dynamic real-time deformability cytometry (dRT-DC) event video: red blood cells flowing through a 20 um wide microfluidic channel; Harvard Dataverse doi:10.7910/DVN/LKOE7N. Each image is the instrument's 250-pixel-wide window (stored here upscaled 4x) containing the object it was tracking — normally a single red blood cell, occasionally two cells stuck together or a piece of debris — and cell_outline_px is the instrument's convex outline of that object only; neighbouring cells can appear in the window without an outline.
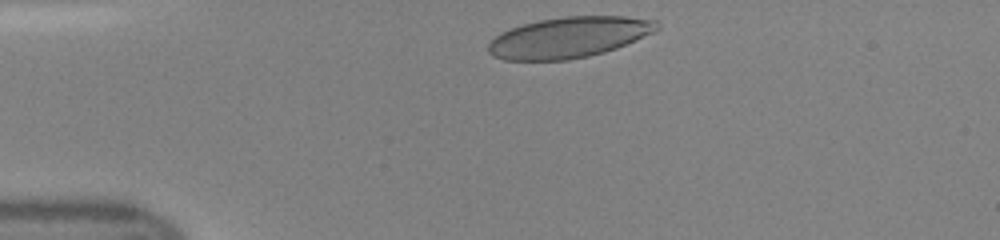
{"species": "human", "species_latin": "Homo sapiens", "temperature_condition": "room temperature", "stored_images_in_passage": 38, "camera_frame_rate_fps": 3000, "um_per_image_px": 0.085, "donor": {"sex": "female"}, "frame": {"image": 1, "passage_image": 2, "time_ms": 0.333, "image_size_px": [1000, 240], "cell_outline_px": [[660, 28], [652, 32], [616, 48], [604, 52], [588, 56], [568, 60], [504, 60], [492, 56], [488, 52], [488, 44], [500, 32], [524, 24], [540, 20], [564, 16], [624, 16], [656, 20], [660, 24]], "centroid_in_image_um": [48.34, 3.17], "position_along_channel_um": 36.7, "area_um2": 39.88}}
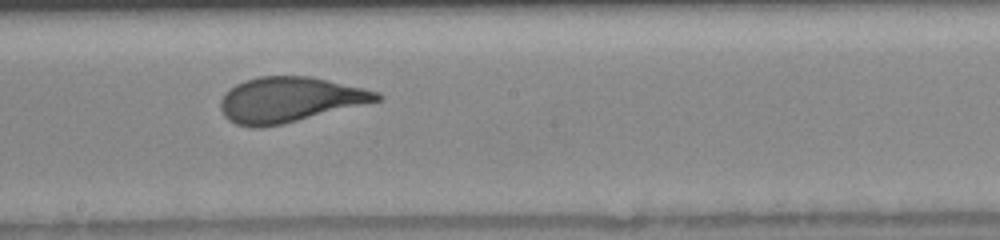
{"frame": {"image": 2, "passage_image": 18, "time_ms": 5.667, "image_size_px": [1000, 240], "cell_outline_px": [[384, 96], [380, 100], [284, 124], [260, 128], [252, 128], [236, 124], [228, 120], [224, 116], [220, 108], [220, 100], [224, 92], [236, 84], [244, 80], [260, 76], [312, 76], [364, 88], [376, 92]], "centroid_in_image_um": [24.56, 8.47], "position_along_channel_um": 223.6, "area_um2": 41.27}}
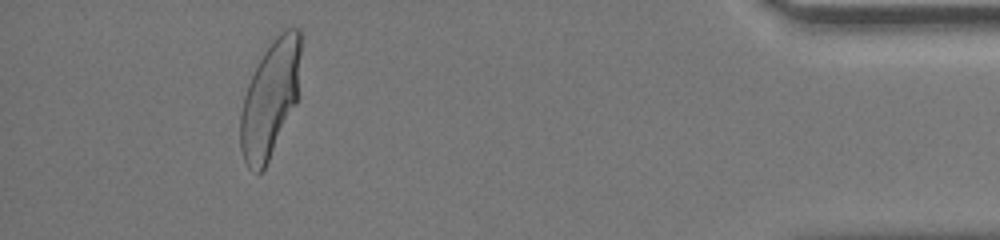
{"frame": {"image": 3, "passage_image": 35, "time_ms": 11.333, "image_size_px": [1000, 240], "cell_outline_px": [[300, 52], [296, 104], [264, 168], [260, 172], [256, 172], [248, 168], [244, 160], [240, 148], [240, 112], [244, 96], [248, 84], [264, 52], [272, 40], [284, 28], [300, 28]], "centroid_in_image_um": [22.94, 8.39], "position_along_channel_um": 412.3, "area_um2": 40.29}}